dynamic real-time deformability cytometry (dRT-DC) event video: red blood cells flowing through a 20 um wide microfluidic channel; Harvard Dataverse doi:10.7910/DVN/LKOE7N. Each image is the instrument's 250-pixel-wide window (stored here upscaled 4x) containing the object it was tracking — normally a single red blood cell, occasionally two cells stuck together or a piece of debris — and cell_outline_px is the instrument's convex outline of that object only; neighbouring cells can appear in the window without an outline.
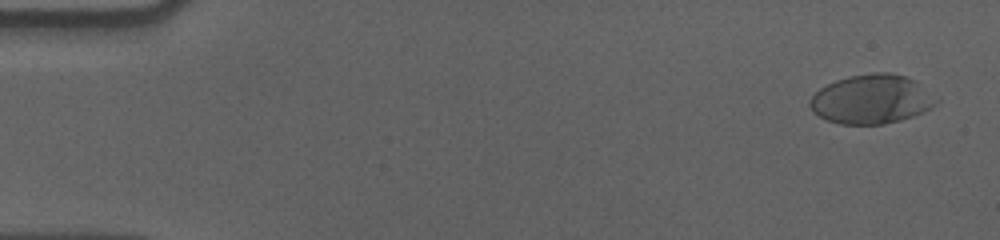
{"species": "human", "species_latin": "Homo sapiens", "temperature_condition": "cold", "stored_images_in_passage": 58, "camera_frame_rate_fps": 3000, "um_per_image_px": 0.085, "donor": {"sex": "male"}, "frame": {"image": 1, "passage_image": 3, "time_ms": 0.667, "image_size_px": [1000, 240], "cell_outline_px": [[940, 100], [932, 108], [912, 116], [900, 120], [884, 124], [840, 124], [828, 120], [812, 112], [808, 104], [808, 100], [820, 88], [836, 80], [848, 76], [872, 72], [888, 72], [904, 76], [916, 80]], "centroid_in_image_um": [74.09, 8.43], "position_along_channel_um": 10.9, "area_um2": 36.36}}
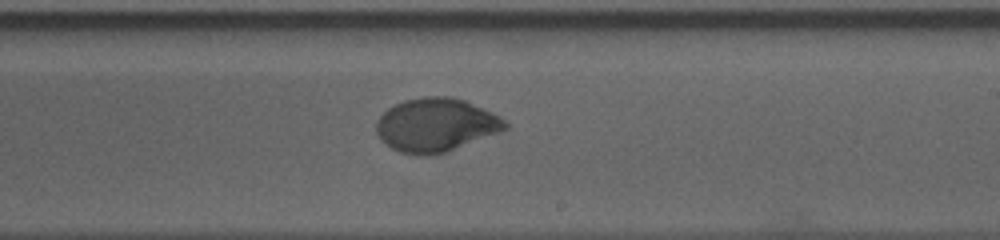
{"frame": {"image": 2, "passage_image": 35, "time_ms": 11.333, "image_size_px": [1000, 240], "cell_outline_px": [[508, 128], [448, 152], [424, 156], [420, 156], [400, 152], [384, 144], [380, 140], [376, 132], [376, 120], [388, 108], [404, 100], [424, 96], [448, 96], [464, 100], [492, 112], [500, 116], [508, 124]], "centroid_in_image_um": [37.02, 10.63], "position_along_channel_um": 252.0, "area_um2": 40.29}}
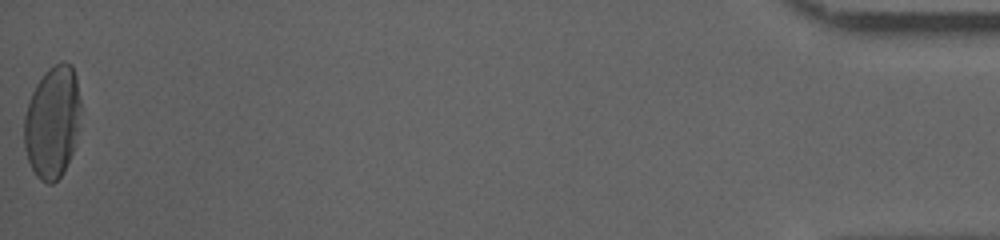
{"frame": {"image": 3, "passage_image": 58, "time_ms": 19.0, "image_size_px": [1000, 240], "cell_outline_px": [[80, 128], [72, 152], [64, 172], [52, 184], [48, 184], [40, 180], [36, 176], [28, 160], [24, 148], [24, 116], [32, 92], [36, 84], [44, 72], [48, 68], [60, 60], [64, 60], [72, 64], [76, 76], [80, 100]], "centroid_in_image_um": [4.46, 10.35], "position_along_channel_um": 430.7, "area_um2": 37.51}, "authors_computed_cell_mechanics": {"area_um2": 37.9168, "velocity_mm_per_s": 3.5728, "shape_relaxation_time_tau1_ms": 4.3121, "shape_relaxation_time_tau2_ms": null, "deformation_change_tau1": 0.1836, "deformation_change_tau2": null}}